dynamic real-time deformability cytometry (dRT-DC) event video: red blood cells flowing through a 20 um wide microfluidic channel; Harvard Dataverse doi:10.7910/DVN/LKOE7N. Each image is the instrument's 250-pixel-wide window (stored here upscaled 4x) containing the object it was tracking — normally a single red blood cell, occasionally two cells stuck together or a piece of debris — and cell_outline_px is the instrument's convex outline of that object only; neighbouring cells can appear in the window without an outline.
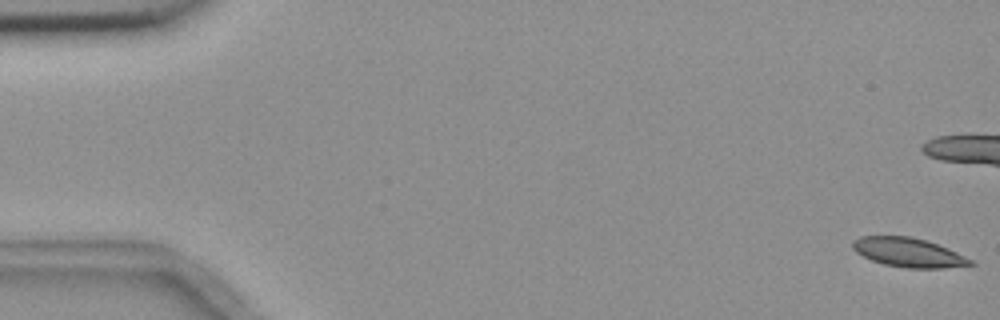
{"species": "common noctule bat (a hibernating species)", "species_latin": "Nyctalus noctula", "temperature_condition": "room temperature", "stored_images_in_passage": 10, "camera_frame_rate_fps": 3000, "um_per_image_px": 0.085, "animal": {"sex": "female", "body_mass_g": 18.4}, "frame": {"image": 1, "passage_image": 1, "time_ms": 0.0, "image_size_px": [1000, 320], "cell_outline_px": [[976, 264], [944, 268], [908, 268], [884, 264], [872, 260], [856, 252], [852, 248], [852, 240], [860, 236], [912, 236], [928, 240], [948, 248], [972, 260]], "centroid_in_image_um": [77.21, 21.44], "position_along_channel_um": 7.8, "area_um2": 20.06}}
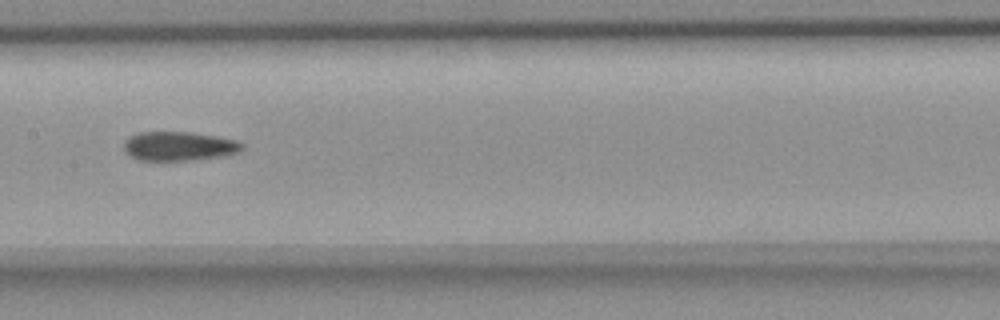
{"frame": {"image": 2, "passage_image": 10, "time_ms": 10.667, "image_size_px": [1000, 320], "cell_outline_px": [[244, 148], [240, 152], [224, 156], [188, 160], [140, 160], [124, 152], [124, 140], [128, 136], [136, 132], [192, 132], [216, 136], [236, 140], [244, 144]], "centroid_in_image_um": [15.21, 12.41], "position_along_channel_um": 192.2, "area_um2": 20.23}}